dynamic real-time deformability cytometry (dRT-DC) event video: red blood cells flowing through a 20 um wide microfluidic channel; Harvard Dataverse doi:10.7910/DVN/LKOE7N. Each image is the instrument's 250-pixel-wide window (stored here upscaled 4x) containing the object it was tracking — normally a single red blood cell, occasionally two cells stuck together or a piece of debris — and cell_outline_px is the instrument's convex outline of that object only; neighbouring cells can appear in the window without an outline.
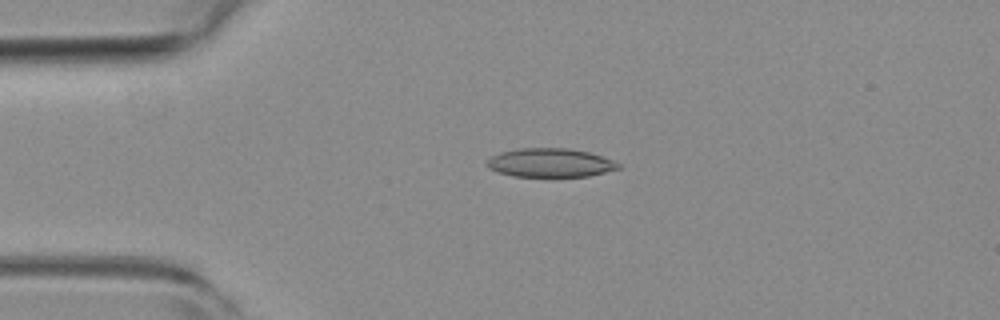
{"species": "common noctule bat (a hibernating species)", "species_latin": "Nyctalus noctula", "temperature_condition": "room temperature", "stored_images_in_passage": 46, "camera_frame_rate_fps": 3000, "um_per_image_px": 0.085, "animal": {"sex": "female", "body_mass_g": 19.3, "forearm_length_mm": 54.1}, "frame": {"image": 1, "passage_image": 11, "time_ms": 3.333, "image_size_px": [1000, 320], "cell_outline_px": [[620, 168], [588, 176], [512, 176], [488, 168], [484, 164], [492, 156], [500, 152], [520, 148], [568, 148], [588, 152], [612, 160], [620, 164]], "centroid_in_image_um": [46.73, 13.83], "position_along_channel_um": 38.3, "area_um2": 21.79}}
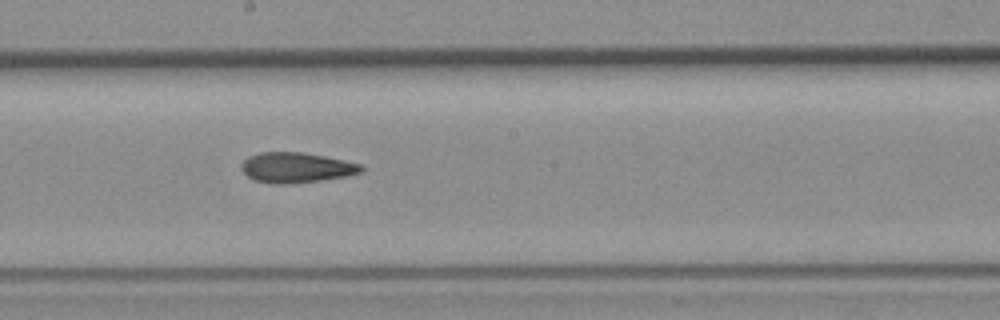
{"frame": {"image": 2, "passage_image": 28, "time_ms": 9.0, "image_size_px": [1000, 320], "cell_outline_px": [[364, 172], [348, 176], [292, 184], [272, 184], [256, 180], [248, 176], [240, 168], [240, 164], [248, 156], [260, 152], [304, 152], [364, 164]], "centroid_in_image_um": [25.22, 14.24], "position_along_channel_um": 223.0, "area_um2": 21.39}}
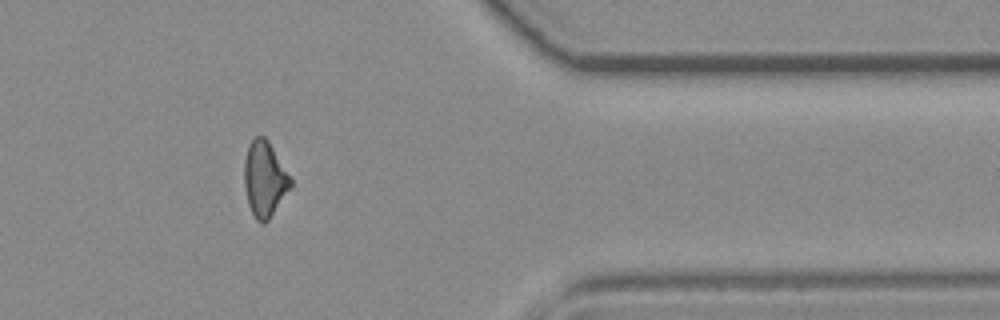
{"frame": {"image": 3, "passage_image": 43, "time_ms": 14.0, "image_size_px": [1000, 320], "cell_outline_px": [[292, 184], [268, 220], [264, 224], [260, 224], [256, 220], [248, 204], [244, 184], [244, 160], [248, 144], [256, 136], [264, 136], [268, 140], [292, 180]], "centroid_in_image_um": [22.46, 15.21], "position_along_channel_um": 388.9, "area_um2": 20.11}, "authors_computed_cell_mechanics": {"area_um2": 21.3571, "velocity_mm_per_s": 3.7714, "shape_relaxation_time_tau1_ms": null, "shape_relaxation_time_tau2_ms": 6.0096, "deformation_change_tau1": null, "deformation_change_tau2": 0.1709}}